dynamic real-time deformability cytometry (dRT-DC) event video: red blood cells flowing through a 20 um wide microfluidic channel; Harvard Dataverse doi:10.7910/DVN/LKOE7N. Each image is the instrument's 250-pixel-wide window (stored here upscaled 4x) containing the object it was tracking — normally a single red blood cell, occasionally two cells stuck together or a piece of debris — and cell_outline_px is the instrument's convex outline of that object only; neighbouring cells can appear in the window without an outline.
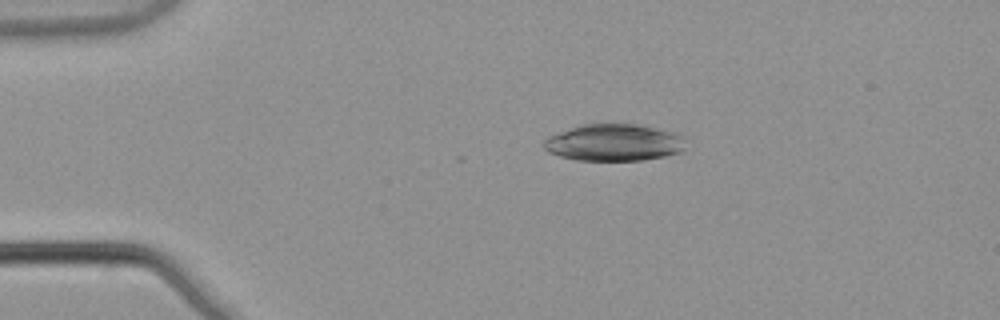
{"species": "common noctule bat (a hibernating species)", "species_latin": "Nyctalus noctula", "temperature_condition": "warm", "stored_images_in_passage": 5, "camera_frame_rate_fps": 3000, "um_per_image_px": 0.085, "animal": {"sex": "male", "body_mass_g": 21.5, "forearm_length_mm": 52.0}, "frame": {"image": 1, "passage_image": 3, "time_ms": 0.667, "image_size_px": [1000, 320], "cell_outline_px": [[688, 136], [684, 152], [644, 160], [576, 160], [560, 156], [548, 152], [540, 144], [548, 136], [584, 124], [636, 124], [680, 132]], "centroid_in_image_um": [52.29, 12.11], "position_along_channel_um": 32.7, "area_um2": 31.1}}
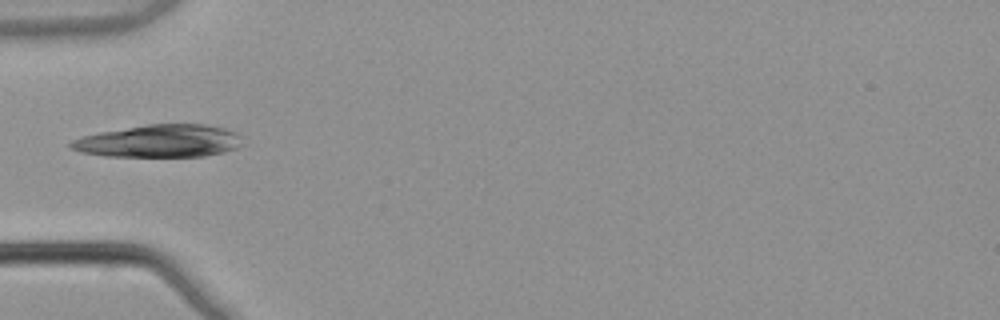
{"frame": {"image": 2, "passage_image": 5, "time_ms": 1.333, "image_size_px": [1000, 320], "cell_outline_px": [[240, 144], [236, 148], [224, 152], [204, 156], [104, 156], [80, 152], [68, 148], [68, 144], [72, 140], [80, 136], [100, 132], [148, 124], [204, 124], [224, 128], [236, 132], [240, 136]], "centroid_in_image_um": [13.49, 11.99], "position_along_channel_um": 71.5, "area_um2": 32.54}}